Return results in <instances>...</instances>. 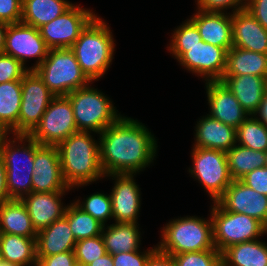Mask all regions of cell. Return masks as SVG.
I'll return each mask as SVG.
<instances>
[{"mask_svg": "<svg viewBox=\"0 0 267 266\" xmlns=\"http://www.w3.org/2000/svg\"><path fill=\"white\" fill-rule=\"evenodd\" d=\"M32 192H66V184L56 145H40L34 155Z\"/></svg>", "mask_w": 267, "mask_h": 266, "instance_id": "cell-15", "label": "cell"}, {"mask_svg": "<svg viewBox=\"0 0 267 266\" xmlns=\"http://www.w3.org/2000/svg\"><path fill=\"white\" fill-rule=\"evenodd\" d=\"M114 47L110 27L96 16L70 49L74 52L83 73L92 82L101 78L109 69Z\"/></svg>", "mask_w": 267, "mask_h": 266, "instance_id": "cell-3", "label": "cell"}, {"mask_svg": "<svg viewBox=\"0 0 267 266\" xmlns=\"http://www.w3.org/2000/svg\"><path fill=\"white\" fill-rule=\"evenodd\" d=\"M216 202L224 210L246 214L267 228V196L253 190L240 180H233Z\"/></svg>", "mask_w": 267, "mask_h": 266, "instance_id": "cell-16", "label": "cell"}, {"mask_svg": "<svg viewBox=\"0 0 267 266\" xmlns=\"http://www.w3.org/2000/svg\"><path fill=\"white\" fill-rule=\"evenodd\" d=\"M236 139L239 145L265 152L267 150V126L259 122L254 115H250L237 127Z\"/></svg>", "mask_w": 267, "mask_h": 266, "instance_id": "cell-34", "label": "cell"}, {"mask_svg": "<svg viewBox=\"0 0 267 266\" xmlns=\"http://www.w3.org/2000/svg\"><path fill=\"white\" fill-rule=\"evenodd\" d=\"M8 132L4 129V127L0 124V145L2 141L8 136Z\"/></svg>", "mask_w": 267, "mask_h": 266, "instance_id": "cell-51", "label": "cell"}, {"mask_svg": "<svg viewBox=\"0 0 267 266\" xmlns=\"http://www.w3.org/2000/svg\"><path fill=\"white\" fill-rule=\"evenodd\" d=\"M96 16L90 9L73 4L59 17L38 29L49 49L71 48L80 33Z\"/></svg>", "mask_w": 267, "mask_h": 266, "instance_id": "cell-13", "label": "cell"}, {"mask_svg": "<svg viewBox=\"0 0 267 266\" xmlns=\"http://www.w3.org/2000/svg\"><path fill=\"white\" fill-rule=\"evenodd\" d=\"M49 48L41 37L39 29L23 22L8 24L4 52L20 61L24 66L28 58H37L34 70L47 57Z\"/></svg>", "mask_w": 267, "mask_h": 266, "instance_id": "cell-14", "label": "cell"}, {"mask_svg": "<svg viewBox=\"0 0 267 266\" xmlns=\"http://www.w3.org/2000/svg\"><path fill=\"white\" fill-rule=\"evenodd\" d=\"M265 167L267 168V150L265 151Z\"/></svg>", "mask_w": 267, "mask_h": 266, "instance_id": "cell-53", "label": "cell"}, {"mask_svg": "<svg viewBox=\"0 0 267 266\" xmlns=\"http://www.w3.org/2000/svg\"><path fill=\"white\" fill-rule=\"evenodd\" d=\"M72 5L66 0H22L21 22L39 28L59 17Z\"/></svg>", "mask_w": 267, "mask_h": 266, "instance_id": "cell-30", "label": "cell"}, {"mask_svg": "<svg viewBox=\"0 0 267 266\" xmlns=\"http://www.w3.org/2000/svg\"><path fill=\"white\" fill-rule=\"evenodd\" d=\"M67 97L71 101L78 131L100 134L122 117L112 101L89 84L70 92Z\"/></svg>", "mask_w": 267, "mask_h": 266, "instance_id": "cell-7", "label": "cell"}, {"mask_svg": "<svg viewBox=\"0 0 267 266\" xmlns=\"http://www.w3.org/2000/svg\"><path fill=\"white\" fill-rule=\"evenodd\" d=\"M21 19L22 0H0V22L13 24Z\"/></svg>", "mask_w": 267, "mask_h": 266, "instance_id": "cell-42", "label": "cell"}, {"mask_svg": "<svg viewBox=\"0 0 267 266\" xmlns=\"http://www.w3.org/2000/svg\"><path fill=\"white\" fill-rule=\"evenodd\" d=\"M245 10L267 30V0H247Z\"/></svg>", "mask_w": 267, "mask_h": 266, "instance_id": "cell-45", "label": "cell"}, {"mask_svg": "<svg viewBox=\"0 0 267 266\" xmlns=\"http://www.w3.org/2000/svg\"><path fill=\"white\" fill-rule=\"evenodd\" d=\"M231 22L233 46L267 54V30L247 10L231 14Z\"/></svg>", "mask_w": 267, "mask_h": 266, "instance_id": "cell-20", "label": "cell"}, {"mask_svg": "<svg viewBox=\"0 0 267 266\" xmlns=\"http://www.w3.org/2000/svg\"><path fill=\"white\" fill-rule=\"evenodd\" d=\"M145 266H175L174 257L157 247L148 256Z\"/></svg>", "mask_w": 267, "mask_h": 266, "instance_id": "cell-46", "label": "cell"}, {"mask_svg": "<svg viewBox=\"0 0 267 266\" xmlns=\"http://www.w3.org/2000/svg\"><path fill=\"white\" fill-rule=\"evenodd\" d=\"M22 99L18 116L17 135H30L55 95L34 70H29L21 80Z\"/></svg>", "mask_w": 267, "mask_h": 266, "instance_id": "cell-11", "label": "cell"}, {"mask_svg": "<svg viewBox=\"0 0 267 266\" xmlns=\"http://www.w3.org/2000/svg\"><path fill=\"white\" fill-rule=\"evenodd\" d=\"M246 4L247 0H197V9L204 12H224V9L234 7L232 13H235L245 9Z\"/></svg>", "mask_w": 267, "mask_h": 266, "instance_id": "cell-40", "label": "cell"}, {"mask_svg": "<svg viewBox=\"0 0 267 266\" xmlns=\"http://www.w3.org/2000/svg\"><path fill=\"white\" fill-rule=\"evenodd\" d=\"M1 266H20V265L4 261L1 264Z\"/></svg>", "mask_w": 267, "mask_h": 266, "instance_id": "cell-52", "label": "cell"}, {"mask_svg": "<svg viewBox=\"0 0 267 266\" xmlns=\"http://www.w3.org/2000/svg\"><path fill=\"white\" fill-rule=\"evenodd\" d=\"M106 253L104 240L101 235L79 240L74 247L77 265L80 266H87Z\"/></svg>", "mask_w": 267, "mask_h": 266, "instance_id": "cell-36", "label": "cell"}, {"mask_svg": "<svg viewBox=\"0 0 267 266\" xmlns=\"http://www.w3.org/2000/svg\"><path fill=\"white\" fill-rule=\"evenodd\" d=\"M221 255L222 266H267V243L246 241L226 248Z\"/></svg>", "mask_w": 267, "mask_h": 266, "instance_id": "cell-29", "label": "cell"}, {"mask_svg": "<svg viewBox=\"0 0 267 266\" xmlns=\"http://www.w3.org/2000/svg\"><path fill=\"white\" fill-rule=\"evenodd\" d=\"M4 262V259H3V256H2V254L0 253V266H1V264Z\"/></svg>", "mask_w": 267, "mask_h": 266, "instance_id": "cell-54", "label": "cell"}, {"mask_svg": "<svg viewBox=\"0 0 267 266\" xmlns=\"http://www.w3.org/2000/svg\"><path fill=\"white\" fill-rule=\"evenodd\" d=\"M76 241L101 235L104 225L84 212L76 203L67 205L64 216Z\"/></svg>", "mask_w": 267, "mask_h": 266, "instance_id": "cell-33", "label": "cell"}, {"mask_svg": "<svg viewBox=\"0 0 267 266\" xmlns=\"http://www.w3.org/2000/svg\"><path fill=\"white\" fill-rule=\"evenodd\" d=\"M11 200L7 192L6 168L4 160L0 154V204Z\"/></svg>", "mask_w": 267, "mask_h": 266, "instance_id": "cell-47", "label": "cell"}, {"mask_svg": "<svg viewBox=\"0 0 267 266\" xmlns=\"http://www.w3.org/2000/svg\"><path fill=\"white\" fill-rule=\"evenodd\" d=\"M0 233L36 238L26 205L19 199L0 204Z\"/></svg>", "mask_w": 267, "mask_h": 266, "instance_id": "cell-25", "label": "cell"}, {"mask_svg": "<svg viewBox=\"0 0 267 266\" xmlns=\"http://www.w3.org/2000/svg\"><path fill=\"white\" fill-rule=\"evenodd\" d=\"M229 173L233 180H240L254 169L265 167V152L236 144L226 152Z\"/></svg>", "mask_w": 267, "mask_h": 266, "instance_id": "cell-32", "label": "cell"}, {"mask_svg": "<svg viewBox=\"0 0 267 266\" xmlns=\"http://www.w3.org/2000/svg\"><path fill=\"white\" fill-rule=\"evenodd\" d=\"M63 194L65 192H31L21 199L36 232L65 216L67 206L61 203Z\"/></svg>", "mask_w": 267, "mask_h": 266, "instance_id": "cell-19", "label": "cell"}, {"mask_svg": "<svg viewBox=\"0 0 267 266\" xmlns=\"http://www.w3.org/2000/svg\"><path fill=\"white\" fill-rule=\"evenodd\" d=\"M156 248L157 247H154L142 253L139 250H137V251L123 252L112 255L114 266H145L148 256Z\"/></svg>", "mask_w": 267, "mask_h": 266, "instance_id": "cell-41", "label": "cell"}, {"mask_svg": "<svg viewBox=\"0 0 267 266\" xmlns=\"http://www.w3.org/2000/svg\"><path fill=\"white\" fill-rule=\"evenodd\" d=\"M175 266H222L218 250H204L173 255Z\"/></svg>", "mask_w": 267, "mask_h": 266, "instance_id": "cell-37", "label": "cell"}, {"mask_svg": "<svg viewBox=\"0 0 267 266\" xmlns=\"http://www.w3.org/2000/svg\"><path fill=\"white\" fill-rule=\"evenodd\" d=\"M137 224L115 222L107 228L104 226L101 236L104 240L106 252L115 255L139 250L141 234Z\"/></svg>", "mask_w": 267, "mask_h": 266, "instance_id": "cell-27", "label": "cell"}, {"mask_svg": "<svg viewBox=\"0 0 267 266\" xmlns=\"http://www.w3.org/2000/svg\"><path fill=\"white\" fill-rule=\"evenodd\" d=\"M213 240L221 253L228 247L246 241L257 240L267 233V228L257 219L242 213L224 210L217 202L211 207Z\"/></svg>", "mask_w": 267, "mask_h": 266, "instance_id": "cell-8", "label": "cell"}, {"mask_svg": "<svg viewBox=\"0 0 267 266\" xmlns=\"http://www.w3.org/2000/svg\"><path fill=\"white\" fill-rule=\"evenodd\" d=\"M193 167L189 173L204 186L216 202L231 184L226 152L207 148L193 147Z\"/></svg>", "mask_w": 267, "mask_h": 266, "instance_id": "cell-10", "label": "cell"}, {"mask_svg": "<svg viewBox=\"0 0 267 266\" xmlns=\"http://www.w3.org/2000/svg\"><path fill=\"white\" fill-rule=\"evenodd\" d=\"M100 165L104 175L136 174L153 162L157 141L138 120L122 116L99 136Z\"/></svg>", "mask_w": 267, "mask_h": 266, "instance_id": "cell-1", "label": "cell"}, {"mask_svg": "<svg viewBox=\"0 0 267 266\" xmlns=\"http://www.w3.org/2000/svg\"><path fill=\"white\" fill-rule=\"evenodd\" d=\"M87 266H114L112 255L110 253H106L101 258L96 259Z\"/></svg>", "mask_w": 267, "mask_h": 266, "instance_id": "cell-49", "label": "cell"}, {"mask_svg": "<svg viewBox=\"0 0 267 266\" xmlns=\"http://www.w3.org/2000/svg\"><path fill=\"white\" fill-rule=\"evenodd\" d=\"M205 85L211 111L209 116L235 129L250 116L221 81H207Z\"/></svg>", "mask_w": 267, "mask_h": 266, "instance_id": "cell-18", "label": "cell"}, {"mask_svg": "<svg viewBox=\"0 0 267 266\" xmlns=\"http://www.w3.org/2000/svg\"><path fill=\"white\" fill-rule=\"evenodd\" d=\"M34 71L55 96H67L91 82L70 48L49 49L47 57Z\"/></svg>", "mask_w": 267, "mask_h": 266, "instance_id": "cell-6", "label": "cell"}, {"mask_svg": "<svg viewBox=\"0 0 267 266\" xmlns=\"http://www.w3.org/2000/svg\"><path fill=\"white\" fill-rule=\"evenodd\" d=\"M29 68L5 53L0 54V83L22 80Z\"/></svg>", "mask_w": 267, "mask_h": 266, "instance_id": "cell-38", "label": "cell"}, {"mask_svg": "<svg viewBox=\"0 0 267 266\" xmlns=\"http://www.w3.org/2000/svg\"><path fill=\"white\" fill-rule=\"evenodd\" d=\"M253 75L267 78V54L232 46L227 51L223 76Z\"/></svg>", "mask_w": 267, "mask_h": 266, "instance_id": "cell-26", "label": "cell"}, {"mask_svg": "<svg viewBox=\"0 0 267 266\" xmlns=\"http://www.w3.org/2000/svg\"><path fill=\"white\" fill-rule=\"evenodd\" d=\"M157 247L170 255L204 250H217L213 240L212 219L196 216L180 217L162 229Z\"/></svg>", "mask_w": 267, "mask_h": 266, "instance_id": "cell-5", "label": "cell"}, {"mask_svg": "<svg viewBox=\"0 0 267 266\" xmlns=\"http://www.w3.org/2000/svg\"><path fill=\"white\" fill-rule=\"evenodd\" d=\"M77 131L70 99L67 96H55L30 136L40 145L57 146Z\"/></svg>", "mask_w": 267, "mask_h": 266, "instance_id": "cell-12", "label": "cell"}, {"mask_svg": "<svg viewBox=\"0 0 267 266\" xmlns=\"http://www.w3.org/2000/svg\"><path fill=\"white\" fill-rule=\"evenodd\" d=\"M190 20L196 25L204 42L222 47L227 51L233 46L230 13L198 10Z\"/></svg>", "mask_w": 267, "mask_h": 266, "instance_id": "cell-21", "label": "cell"}, {"mask_svg": "<svg viewBox=\"0 0 267 266\" xmlns=\"http://www.w3.org/2000/svg\"><path fill=\"white\" fill-rule=\"evenodd\" d=\"M115 184L110 194L113 219L116 223H138L141 198L140 189L134 180V174H108Z\"/></svg>", "mask_w": 267, "mask_h": 266, "instance_id": "cell-17", "label": "cell"}, {"mask_svg": "<svg viewBox=\"0 0 267 266\" xmlns=\"http://www.w3.org/2000/svg\"><path fill=\"white\" fill-rule=\"evenodd\" d=\"M7 29H8V24L0 22V54H2L5 49V39H6Z\"/></svg>", "mask_w": 267, "mask_h": 266, "instance_id": "cell-50", "label": "cell"}, {"mask_svg": "<svg viewBox=\"0 0 267 266\" xmlns=\"http://www.w3.org/2000/svg\"><path fill=\"white\" fill-rule=\"evenodd\" d=\"M195 144L193 147L228 152L237 144L236 129L217 119L202 117L196 124Z\"/></svg>", "mask_w": 267, "mask_h": 266, "instance_id": "cell-23", "label": "cell"}, {"mask_svg": "<svg viewBox=\"0 0 267 266\" xmlns=\"http://www.w3.org/2000/svg\"><path fill=\"white\" fill-rule=\"evenodd\" d=\"M170 46H194L201 41L196 25L188 19L172 33Z\"/></svg>", "mask_w": 267, "mask_h": 266, "instance_id": "cell-39", "label": "cell"}, {"mask_svg": "<svg viewBox=\"0 0 267 266\" xmlns=\"http://www.w3.org/2000/svg\"><path fill=\"white\" fill-rule=\"evenodd\" d=\"M259 115L258 118L256 115ZM256 119L267 126V93L265 94L262 102L259 104L258 110L254 113Z\"/></svg>", "mask_w": 267, "mask_h": 266, "instance_id": "cell-48", "label": "cell"}, {"mask_svg": "<svg viewBox=\"0 0 267 266\" xmlns=\"http://www.w3.org/2000/svg\"><path fill=\"white\" fill-rule=\"evenodd\" d=\"M0 253L6 262L37 266L36 238L0 233Z\"/></svg>", "mask_w": 267, "mask_h": 266, "instance_id": "cell-28", "label": "cell"}, {"mask_svg": "<svg viewBox=\"0 0 267 266\" xmlns=\"http://www.w3.org/2000/svg\"><path fill=\"white\" fill-rule=\"evenodd\" d=\"M90 133L77 131L57 145L62 175L69 188L105 177L100 165L99 141Z\"/></svg>", "mask_w": 267, "mask_h": 266, "instance_id": "cell-2", "label": "cell"}, {"mask_svg": "<svg viewBox=\"0 0 267 266\" xmlns=\"http://www.w3.org/2000/svg\"><path fill=\"white\" fill-rule=\"evenodd\" d=\"M21 99V80L0 83V124L14 135H17Z\"/></svg>", "mask_w": 267, "mask_h": 266, "instance_id": "cell-31", "label": "cell"}, {"mask_svg": "<svg viewBox=\"0 0 267 266\" xmlns=\"http://www.w3.org/2000/svg\"><path fill=\"white\" fill-rule=\"evenodd\" d=\"M248 187L267 196V168L254 169L240 179Z\"/></svg>", "mask_w": 267, "mask_h": 266, "instance_id": "cell-43", "label": "cell"}, {"mask_svg": "<svg viewBox=\"0 0 267 266\" xmlns=\"http://www.w3.org/2000/svg\"><path fill=\"white\" fill-rule=\"evenodd\" d=\"M37 266H77L74 251L37 258Z\"/></svg>", "mask_w": 267, "mask_h": 266, "instance_id": "cell-44", "label": "cell"}, {"mask_svg": "<svg viewBox=\"0 0 267 266\" xmlns=\"http://www.w3.org/2000/svg\"><path fill=\"white\" fill-rule=\"evenodd\" d=\"M75 203L84 212L90 214L104 226L107 219L113 218L110 195L97 192L88 196L82 204L79 199Z\"/></svg>", "mask_w": 267, "mask_h": 266, "instance_id": "cell-35", "label": "cell"}, {"mask_svg": "<svg viewBox=\"0 0 267 266\" xmlns=\"http://www.w3.org/2000/svg\"><path fill=\"white\" fill-rule=\"evenodd\" d=\"M13 136L15 138L12 141L7 139L8 136L2 141L0 154L5 163L9 198L21 200L32 192L34 155L40 144L30 135ZM25 142H28L27 146ZM17 143L18 145H16Z\"/></svg>", "mask_w": 267, "mask_h": 266, "instance_id": "cell-4", "label": "cell"}, {"mask_svg": "<svg viewBox=\"0 0 267 266\" xmlns=\"http://www.w3.org/2000/svg\"><path fill=\"white\" fill-rule=\"evenodd\" d=\"M76 242L68 220L63 217L37 232V258L74 251Z\"/></svg>", "mask_w": 267, "mask_h": 266, "instance_id": "cell-24", "label": "cell"}, {"mask_svg": "<svg viewBox=\"0 0 267 266\" xmlns=\"http://www.w3.org/2000/svg\"><path fill=\"white\" fill-rule=\"evenodd\" d=\"M169 52L185 69L205 81H220L226 68L227 50L203 40L194 46H170Z\"/></svg>", "mask_w": 267, "mask_h": 266, "instance_id": "cell-9", "label": "cell"}, {"mask_svg": "<svg viewBox=\"0 0 267 266\" xmlns=\"http://www.w3.org/2000/svg\"><path fill=\"white\" fill-rule=\"evenodd\" d=\"M236 97L242 108L254 115L267 93V78L253 75L223 76L220 80Z\"/></svg>", "mask_w": 267, "mask_h": 266, "instance_id": "cell-22", "label": "cell"}]
</instances>
